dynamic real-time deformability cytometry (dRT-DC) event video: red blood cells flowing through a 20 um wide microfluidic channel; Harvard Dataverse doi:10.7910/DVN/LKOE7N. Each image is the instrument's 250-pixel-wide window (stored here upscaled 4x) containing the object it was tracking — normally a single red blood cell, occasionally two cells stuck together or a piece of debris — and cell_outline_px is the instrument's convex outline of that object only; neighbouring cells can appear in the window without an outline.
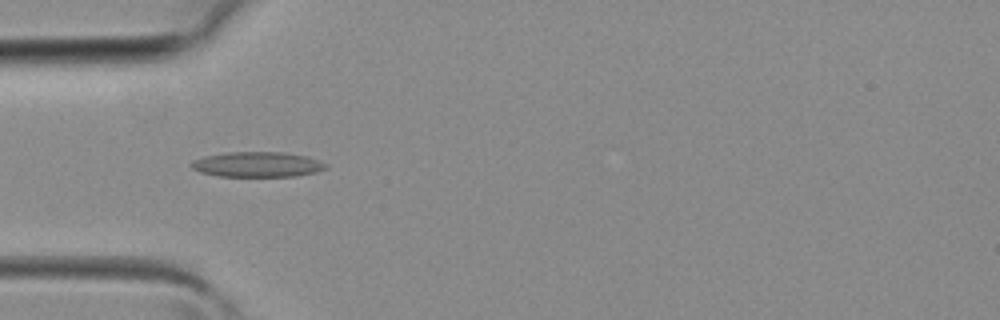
{"species": "common noctule bat (a hibernating species)", "species_latin": "Nyctalus noctula", "temperature_condition": "room temperature", "stored_images_in_passage": 13, "camera_frame_rate_fps": 3000, "um_per_image_px": 0.085, "animal": {"sex": "female", "body_mass_g": 19.3, "forearm_length_mm": 54.1}, "frame": {"image": 1, "passage_image": 4, "time_ms": 1.0, "image_size_px": [1000, 320], "cell_outline_px": [[328, 168], [316, 172], [296, 176], [220, 176], [200, 172], [192, 168], [188, 164], [192, 160], [204, 156], [228, 152], [284, 152], [308, 156], [328, 164]], "centroid_in_image_um": [21.88, 13.97], "position_along_channel_um": 63.1, "area_um2": 19.88}}
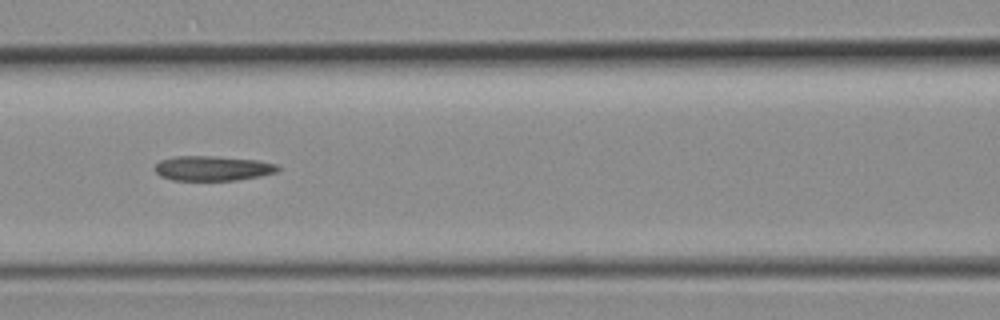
{"frame": {"image": 2, "passage_image": 9, "time_ms": 2.667, "image_size_px": [1000, 320], "cell_outline_px": [[280, 168], [276, 172], [260, 176], [236, 180], [172, 180], [160, 176], [156, 172], [156, 164], [160, 160], [176, 156], [216, 156], [256, 160], [276, 164]], "centroid_in_image_um": [18.07, 14.3], "position_along_channel_um": 148.5, "area_um2": 17.69}}
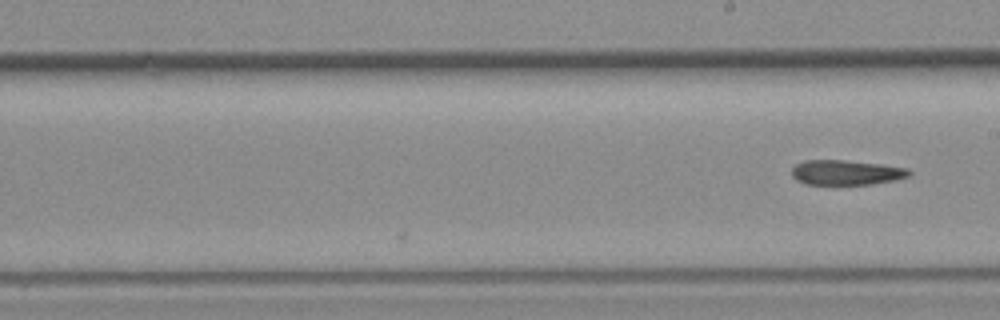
{"frame": {"image": 3, "passage_image": 13, "time_ms": 4.0, "image_size_px": [1000, 320], "cell_outline_px": [[912, 172], [908, 176], [896, 180], [868, 184], [804, 184], [796, 180], [792, 176], [792, 168], [796, 164], [804, 160], [844, 160], [880, 164], [908, 168]], "centroid_in_image_um": [71.91, 14.66], "position_along_channel_um": 217.1, "area_um2": 16.99}}